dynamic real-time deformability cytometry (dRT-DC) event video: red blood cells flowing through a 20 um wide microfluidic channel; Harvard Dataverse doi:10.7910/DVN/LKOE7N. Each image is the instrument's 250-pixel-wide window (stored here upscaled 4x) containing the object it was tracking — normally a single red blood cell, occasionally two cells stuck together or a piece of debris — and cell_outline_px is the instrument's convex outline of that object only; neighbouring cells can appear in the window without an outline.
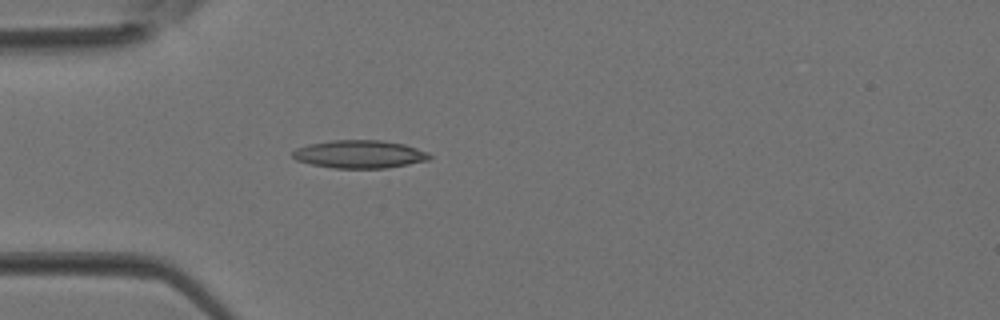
{"species": "Egyptian fruit bat (a non-hibernating species)", "species_latin": "Rousettus aegyptiacus", "temperature_condition": "room temperature", "stored_images_in_passage": 3, "camera_frame_rate_fps": 3000, "um_per_image_px": 0.085, "animal": {"sex": "female"}, "frame": {"image": 1, "passage_image": 3, "time_ms": 0.667, "image_size_px": [1000, 320], "cell_outline_px": [[432, 156], [428, 160], [408, 164], [384, 168], [332, 168], [312, 164], [296, 160], [292, 156], [292, 152], [296, 148], [308, 144], [332, 140], [380, 140], [404, 144], [428, 152]], "centroid_in_image_um": [30.54, 13.1], "position_along_channel_um": 54.5, "area_um2": 22.25}}